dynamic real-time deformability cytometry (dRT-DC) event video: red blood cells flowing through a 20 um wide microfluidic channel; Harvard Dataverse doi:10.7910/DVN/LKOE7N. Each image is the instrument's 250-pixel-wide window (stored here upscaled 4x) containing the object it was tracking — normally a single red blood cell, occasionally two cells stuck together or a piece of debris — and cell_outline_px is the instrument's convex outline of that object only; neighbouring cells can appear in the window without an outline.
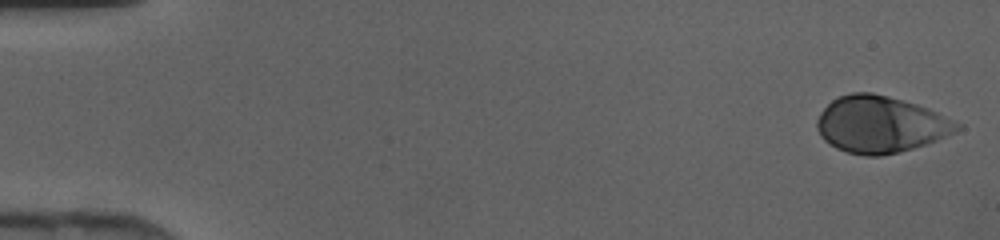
{"species": "human", "species_latin": "Homo sapiens", "temperature_condition": "cold", "stored_images_in_passage": 45, "camera_frame_rate_fps": 3000, "um_per_image_px": 0.085, "donor": {"sex": "female"}, "frame": {"image": 1, "passage_image": 1, "time_ms": 0.0, "image_size_px": [1000, 240], "cell_outline_px": [[964, 128], [956, 132], [924, 144], [912, 148], [880, 156], [864, 156], [848, 152], [836, 148], [824, 140], [820, 136], [816, 128], [816, 120], [820, 112], [832, 100], [840, 96], [852, 92], [872, 92], [888, 96], [916, 104], [928, 108], [964, 124]], "centroid_in_image_um": [74.84, 10.57], "position_along_channel_um": 10.2, "area_um2": 46.24}}
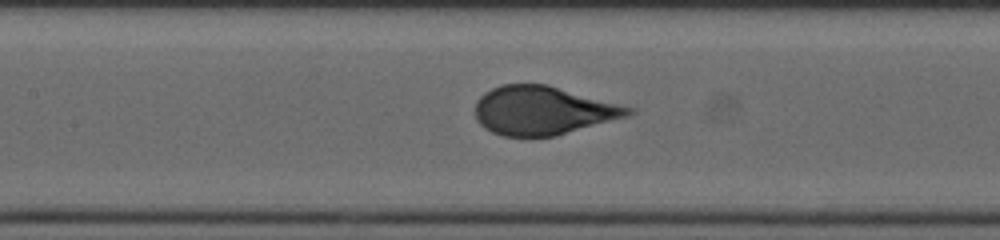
{"frame": {"image": 2, "passage_image": 21, "time_ms": 6.667, "image_size_px": [1000, 240], "cell_outline_px": [[636, 112], [628, 116], [556, 136], [504, 136], [492, 132], [484, 128], [476, 120], [476, 100], [484, 92], [500, 84], [548, 84], [636, 108]], "centroid_in_image_um": [46.17, 9.38], "position_along_channel_um": 161.2, "area_um2": 43.64}}
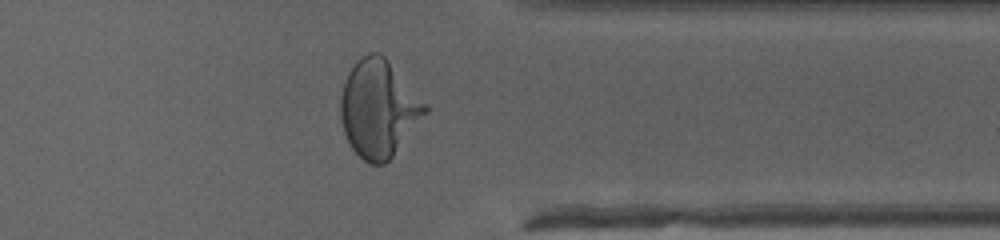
{"frame": {"image": 3, "passage_image": 36, "time_ms": 11.667, "image_size_px": [1000, 240], "cell_outline_px": [[428, 112], [392, 156], [384, 164], [368, 164], [352, 148], [344, 132], [340, 116], [340, 96], [348, 72], [356, 60], [368, 52], [380, 52], [388, 60], [428, 104]], "centroid_in_image_um": [32.19, 9.21], "position_along_channel_um": 379.2, "area_um2": 47.8}}